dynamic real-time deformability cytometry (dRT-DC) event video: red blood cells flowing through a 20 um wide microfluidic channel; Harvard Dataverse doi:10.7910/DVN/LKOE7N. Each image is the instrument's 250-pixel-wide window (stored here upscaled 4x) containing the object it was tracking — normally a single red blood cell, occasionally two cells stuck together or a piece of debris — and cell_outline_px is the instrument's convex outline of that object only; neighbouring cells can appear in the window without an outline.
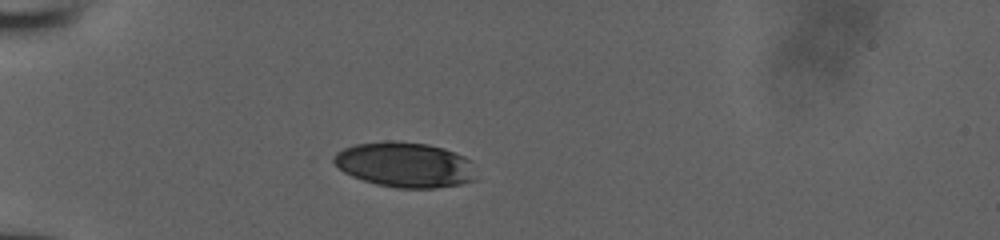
{"species": "human", "species_latin": "Homo sapiens", "temperature_condition": "room temperature", "stored_images_in_passage": 31, "camera_frame_rate_fps": 3000, "um_per_image_px": 0.085, "donor": {"sex": "male"}, "frame": {"image": 1, "passage_image": 1, "time_ms": 0.0, "image_size_px": [1000, 240], "cell_outline_px": [[476, 180], [460, 184], [436, 188], [396, 188], [376, 184], [352, 176], [344, 172], [332, 160], [332, 156], [336, 152], [344, 148], [356, 144], [392, 140], [428, 144], [444, 148], [464, 156], [472, 160]], "centroid_in_image_um": [34.44, 14.0], "position_along_channel_um": 50.6, "area_um2": 37.63}}
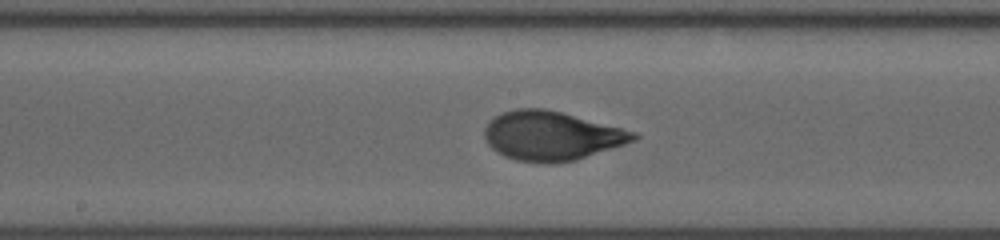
{"frame": {"image": 2, "passage_image": 14, "time_ms": 4.333, "image_size_px": [1000, 240], "cell_outline_px": [[640, 136], [636, 140], [576, 160], [552, 164], [544, 164], [516, 160], [504, 156], [492, 148], [488, 144], [484, 136], [484, 128], [488, 120], [492, 116], [516, 108], [544, 108], [560, 112], [636, 132]], "centroid_in_image_um": [46.83, 11.55], "position_along_channel_um": 201.4, "area_um2": 42.66}}
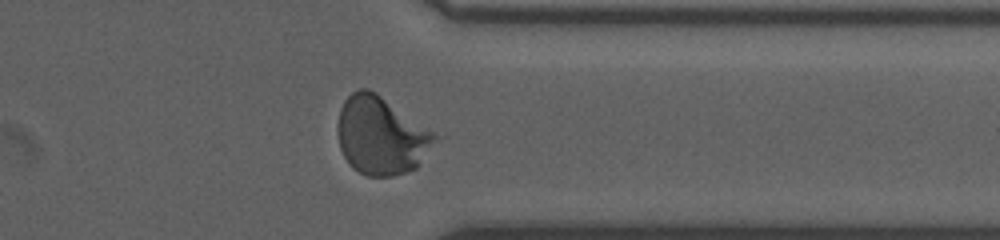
{"frame": {"image": 3, "passage_image": 27, "time_ms": 8.667, "image_size_px": [1000, 240], "cell_outline_px": [[444, 136], [416, 168], [392, 176], [368, 176], [352, 168], [348, 164], [340, 148], [336, 132], [336, 128], [340, 108], [344, 100], [352, 92], [360, 88], [368, 88], [376, 92]], "centroid_in_image_um": [32.45, 11.51], "position_along_channel_um": 378.9, "area_um2": 45.37}}